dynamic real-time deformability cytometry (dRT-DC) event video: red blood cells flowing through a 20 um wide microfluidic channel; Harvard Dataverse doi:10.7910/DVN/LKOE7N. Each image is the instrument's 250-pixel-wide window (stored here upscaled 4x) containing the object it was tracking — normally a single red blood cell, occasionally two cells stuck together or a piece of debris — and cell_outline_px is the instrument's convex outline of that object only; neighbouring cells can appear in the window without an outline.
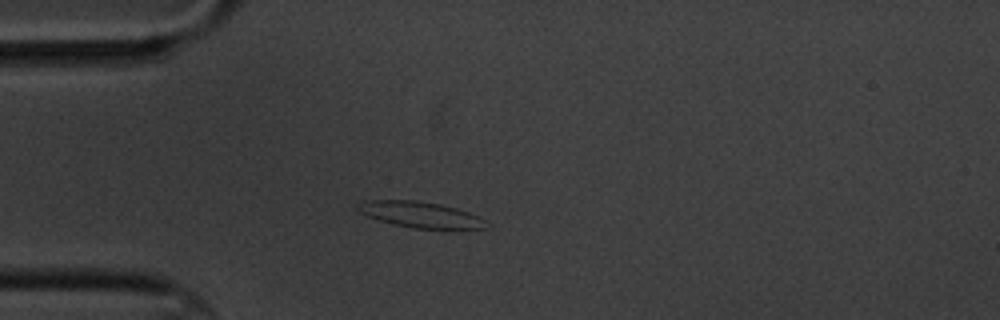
{"species": "common noctule bat (a hibernating species)", "species_latin": "Nyctalus noctula", "temperature_condition": "cold", "stored_images_in_passage": 6, "camera_frame_rate_fps": 3000, "um_per_image_px": 0.085, "animal": {"sex": "male", "body_mass_g": 20.1, "forearm_length_mm": 53.5}, "frame": {"image": 1, "passage_image": 4, "time_ms": 3.667, "image_size_px": [1000, 320], "cell_outline_px": [[488, 228], [412, 228], [392, 224], [368, 216], [360, 212], [356, 208], [364, 200], [416, 200], [440, 204], [456, 208], [480, 216], [484, 220]], "centroid_in_image_um": [35.72, 18.23], "position_along_channel_um": 49.3, "area_um2": 19.13}}
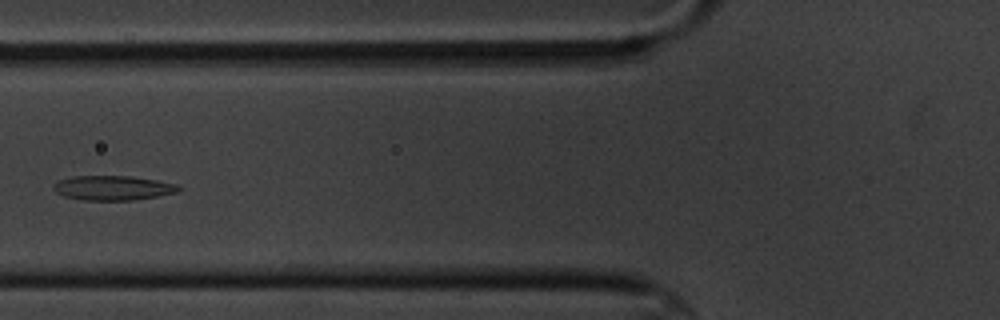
{"frame": {"image": 2, "passage_image": 6, "time_ms": 6.0, "image_size_px": [1000, 320], "cell_outline_px": [[184, 188], [176, 192], [136, 200], [84, 200], [64, 196], [56, 192], [52, 188], [52, 184], [56, 180], [72, 176], [132, 176], [180, 184]], "centroid_in_image_um": [9.59, 15.96], "position_along_channel_um": 116.2, "area_um2": 18.15}}